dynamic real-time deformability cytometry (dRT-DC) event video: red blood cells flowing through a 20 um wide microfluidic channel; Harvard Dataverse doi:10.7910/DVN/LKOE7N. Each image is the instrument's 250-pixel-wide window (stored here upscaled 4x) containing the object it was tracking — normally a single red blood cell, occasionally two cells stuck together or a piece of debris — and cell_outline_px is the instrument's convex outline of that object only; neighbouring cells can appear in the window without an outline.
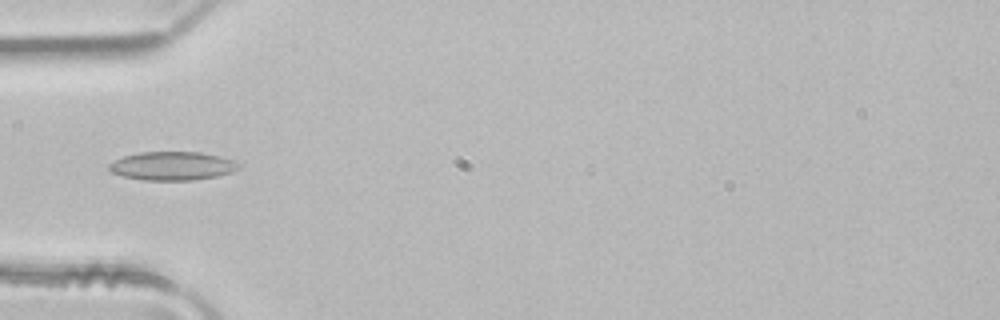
{"species": "common noctule bat (a hibernating species)", "species_latin": "Nyctalus noctula", "temperature_condition": "room temperature", "stored_images_in_passage": 4, "camera_frame_rate_fps": 3000, "um_per_image_px": 0.085, "animal": {"sex": "male", "body_mass_g": 21.5, "forearm_length_mm": 52.0}, "frame": {"image": 1, "passage_image": 3, "time_ms": 0.667, "image_size_px": [1000, 320], "cell_outline_px": [[240, 168], [232, 172], [216, 176], [192, 180], [144, 180], [124, 176], [112, 172], [108, 168], [108, 164], [124, 156], [140, 152], [200, 152], [220, 156], [232, 160], [240, 164]], "centroid_in_image_um": [14.66, 14.1], "position_along_channel_um": 70.3, "area_um2": 21.44}}
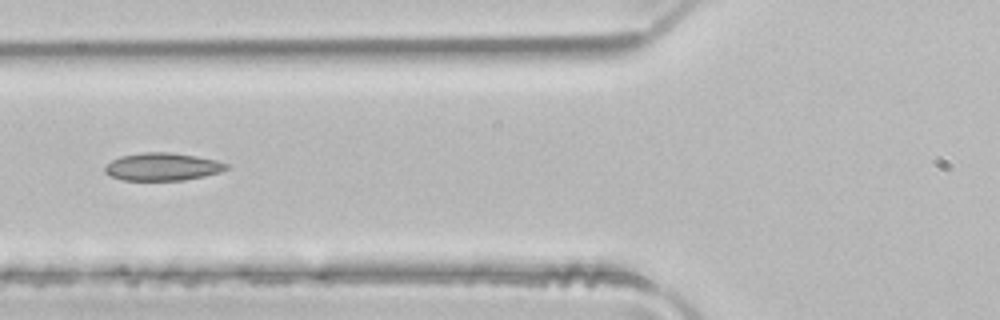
{"frame": {"image": 2, "passage_image": 4, "time_ms": 1.0, "image_size_px": [1000, 320], "cell_outline_px": [[228, 168], [220, 172], [204, 176], [184, 180], [124, 180], [112, 176], [104, 172], [104, 164], [120, 156], [144, 152], [168, 152], [196, 156], [216, 160], [228, 164]], "centroid_in_image_um": [13.79, 14.17], "position_along_channel_um": 112.0, "area_um2": 19.59}}